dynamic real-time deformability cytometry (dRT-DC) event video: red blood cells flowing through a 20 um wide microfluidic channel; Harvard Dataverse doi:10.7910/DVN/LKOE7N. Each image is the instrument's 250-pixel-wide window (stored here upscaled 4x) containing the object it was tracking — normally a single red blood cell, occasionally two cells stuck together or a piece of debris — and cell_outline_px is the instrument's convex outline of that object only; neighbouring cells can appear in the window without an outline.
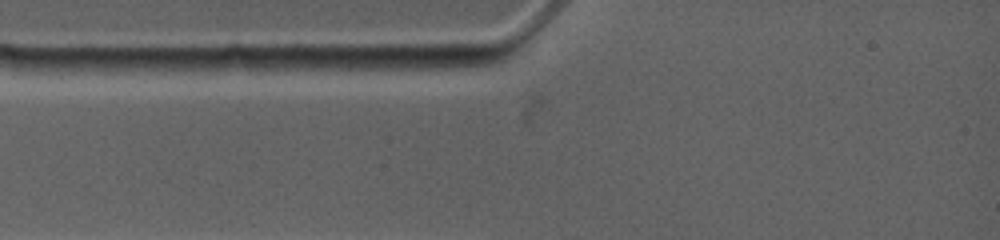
{"species": "common noctule bat (a hibernating species)", "species_latin": "Nyctalus noctula", "temperature_condition": "warm", "stored_images_in_passage": 3, "camera_frame_rate_fps": 4500, "um_per_image_px": 0.085, "animal": {"sex": "female", "body_mass_g": 19.0, "forearm_length_mm": 53.3}, "frame": {"image": 1, "passage_image": 1, "time_ms": 0.0, "image_size_px": [1000, 240], "cell_outline_px": [[500, 60], [488, 64], [444, 72], [396, 72], [332, 68], [328, 64], [336, 56], [488, 56]], "centroid_in_image_um": [34.83, 5.37], "position_along_channel_um": 50.2, "area_um2": 16.24}}